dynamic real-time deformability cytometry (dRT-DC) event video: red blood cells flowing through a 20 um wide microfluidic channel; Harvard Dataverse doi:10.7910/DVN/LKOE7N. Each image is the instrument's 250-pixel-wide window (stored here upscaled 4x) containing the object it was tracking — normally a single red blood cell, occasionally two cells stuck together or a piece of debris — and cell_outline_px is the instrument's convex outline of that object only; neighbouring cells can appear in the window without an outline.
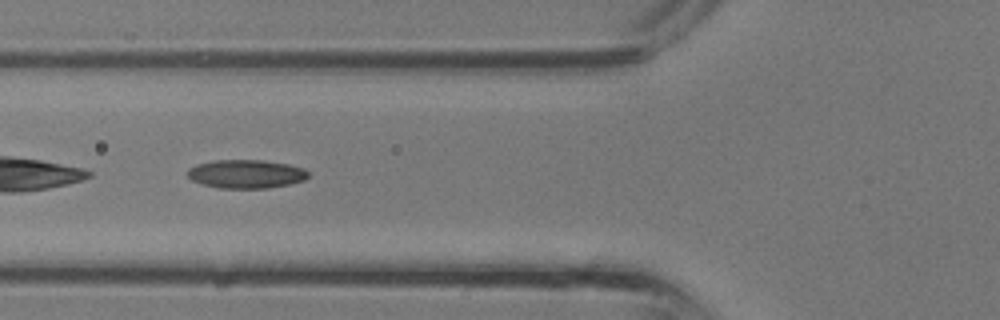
{"species": "common noctule bat (a hibernating species)", "species_latin": "Nyctalus noctula", "temperature_condition": "room temperature", "stored_images_in_passage": 27, "camera_frame_rate_fps": 3000, "um_per_image_px": 0.085, "animal": {"sex": "male", "body_mass_g": 13.3}, "frame": {"image": 1, "passage_image": 6, "time_ms": 1.667, "image_size_px": [1000, 320], "cell_outline_px": [[308, 176], [304, 180], [288, 184], [268, 188], [220, 188], [204, 184], [192, 180], [188, 176], [188, 168], [196, 164], [212, 160], [264, 160], [288, 164], [304, 168], [308, 172]], "centroid_in_image_um": [20.91, 14.77], "position_along_channel_um": 104.9, "area_um2": 20.06}}
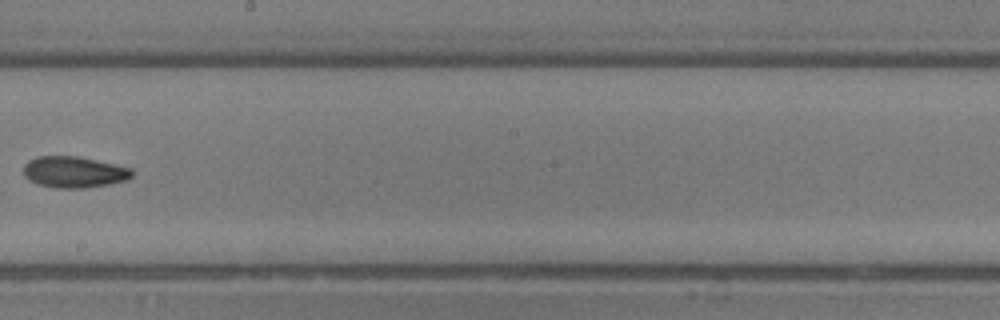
{"frame": {"image": 2, "passage_image": 13, "time_ms": 4.0, "image_size_px": [1000, 320], "cell_outline_px": [[132, 176], [128, 180], [108, 184], [84, 188], [56, 188], [36, 184], [28, 180], [24, 176], [24, 164], [28, 160], [36, 156], [76, 156], [116, 164], [132, 168]], "centroid_in_image_um": [6.27, 14.62], "position_along_channel_um": 241.9, "area_um2": 19.94}}
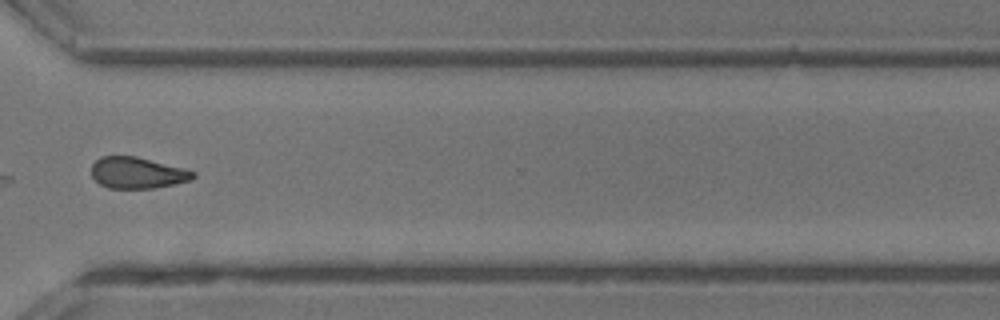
{"frame": {"image": 3, "passage_image": 19, "time_ms": 6.0, "image_size_px": [1000, 320], "cell_outline_px": [[196, 176], [188, 180], [156, 188], [108, 188], [100, 184], [92, 176], [92, 164], [100, 156], [136, 156], [184, 168], [196, 172]], "centroid_in_image_um": [11.66, 14.68], "position_along_channel_um": 358.9, "area_um2": 18.44}}